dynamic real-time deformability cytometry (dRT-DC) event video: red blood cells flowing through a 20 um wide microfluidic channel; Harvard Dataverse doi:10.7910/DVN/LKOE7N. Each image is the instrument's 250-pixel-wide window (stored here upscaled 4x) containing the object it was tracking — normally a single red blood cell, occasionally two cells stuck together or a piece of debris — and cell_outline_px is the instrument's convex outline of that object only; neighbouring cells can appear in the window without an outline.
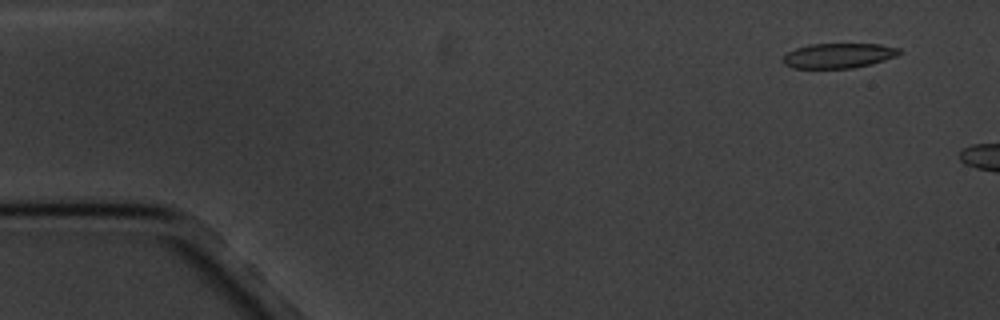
{"species": "common noctule bat (a hibernating species)", "species_latin": "Nyctalus noctula", "temperature_condition": "cold", "stored_images_in_passage": 3, "camera_frame_rate_fps": 3000, "um_per_image_px": 0.085, "animal": {"sex": "male", "body_mass_g": 20.1, "forearm_length_mm": 53.5}, "frame": {"image": 1, "passage_image": 1, "time_ms": 0.0, "image_size_px": [1000, 320], "cell_outline_px": [[900, 52], [896, 56], [884, 60], [852, 68], [792, 68], [784, 64], [780, 60], [788, 52], [796, 48], [808, 44], [880, 44], [900, 48]], "centroid_in_image_um": [71.23, 4.72], "position_along_channel_um": 13.8, "area_um2": 16.82}}